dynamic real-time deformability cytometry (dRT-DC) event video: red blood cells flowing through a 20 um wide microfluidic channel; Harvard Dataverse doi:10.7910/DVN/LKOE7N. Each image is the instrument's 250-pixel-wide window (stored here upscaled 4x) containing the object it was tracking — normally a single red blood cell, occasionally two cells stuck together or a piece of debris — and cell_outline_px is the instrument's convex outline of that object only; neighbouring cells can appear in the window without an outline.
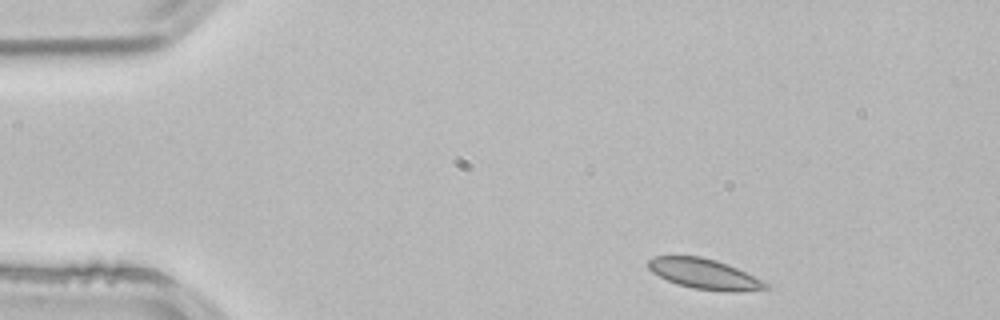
{"species": "common noctule bat (a hibernating species)", "species_latin": "Nyctalus noctula", "temperature_condition": "room temperature", "stored_images_in_passage": 3, "camera_frame_rate_fps": 3000, "um_per_image_px": 0.085, "animal": {"sex": "male", "body_mass_g": 21.5, "forearm_length_mm": 52.0}, "frame": {"image": 1, "passage_image": 1, "time_ms": 0.0, "image_size_px": [1000, 320], "cell_outline_px": [[772, 288], [736, 292], [732, 292], [692, 288], [676, 284], [652, 272], [648, 268], [648, 260], [656, 256], [700, 256], [716, 260], [728, 264], [768, 284]], "centroid_in_image_um": [59.85, 23.29], "position_along_channel_um": 25.1, "area_um2": 20.46}}